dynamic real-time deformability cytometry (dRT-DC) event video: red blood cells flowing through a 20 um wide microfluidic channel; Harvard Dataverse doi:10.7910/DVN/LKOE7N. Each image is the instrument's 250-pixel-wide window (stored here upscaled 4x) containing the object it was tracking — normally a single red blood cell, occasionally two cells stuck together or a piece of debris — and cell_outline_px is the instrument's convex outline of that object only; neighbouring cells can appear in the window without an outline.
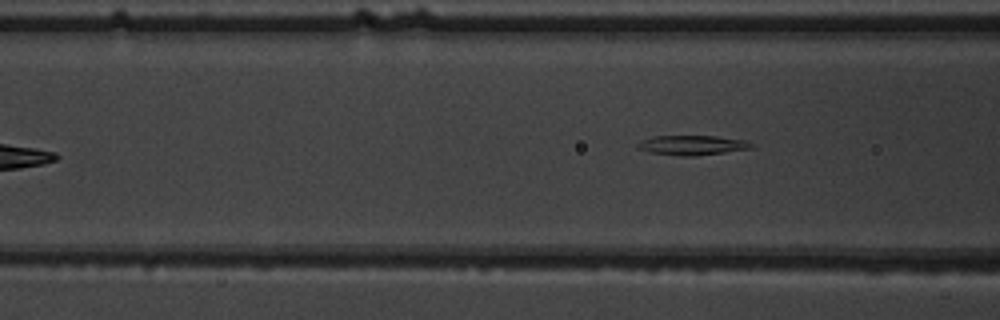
{"species": "common noctule bat (a hibernating species)", "species_latin": "Nyctalus noctula", "temperature_condition": "warm", "stored_images_in_passage": 7, "camera_frame_rate_fps": 3000, "um_per_image_px": 0.085, "animal": {"sex": "male", "body_mass_g": 19.5, "forearm_length_mm": 54.6}, "frame": {"image": 1, "passage_image": 7, "time_ms": 7.667, "image_size_px": [1000, 320], "cell_outline_px": [[756, 144], [752, 148], [696, 156], [680, 156], [652, 152], [636, 148], [636, 144], [640, 140], [652, 136], [716, 136], [744, 140]], "centroid_in_image_um": [58.83, 12.33], "position_along_channel_um": 107.8, "area_um2": 13.06}}